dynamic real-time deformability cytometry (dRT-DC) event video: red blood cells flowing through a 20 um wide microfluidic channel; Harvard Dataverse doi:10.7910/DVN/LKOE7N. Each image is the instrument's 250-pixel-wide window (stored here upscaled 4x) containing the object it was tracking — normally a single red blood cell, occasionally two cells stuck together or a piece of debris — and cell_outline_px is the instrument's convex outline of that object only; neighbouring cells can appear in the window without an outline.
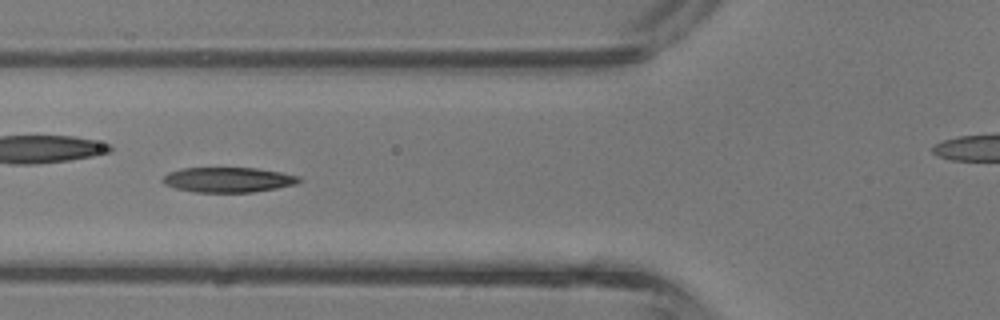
{"species": "common noctule bat (a hibernating species)", "species_latin": "Nyctalus noctula", "temperature_condition": "room temperature", "stored_images_in_passage": 4, "camera_frame_rate_fps": 3000, "um_per_image_px": 0.085, "animal": {"sex": "male", "body_mass_g": 13.3}, "frame": {"image": 1, "passage_image": 4, "time_ms": 1.0, "image_size_px": [1000, 320], "cell_outline_px": [[300, 180], [296, 184], [276, 188], [252, 192], [196, 192], [176, 188], [164, 184], [160, 180], [168, 172], [184, 168], [256, 168], [280, 172], [300, 176]], "centroid_in_image_um": [19.37, 15.28], "position_along_channel_um": 106.4, "area_um2": 19.77}}